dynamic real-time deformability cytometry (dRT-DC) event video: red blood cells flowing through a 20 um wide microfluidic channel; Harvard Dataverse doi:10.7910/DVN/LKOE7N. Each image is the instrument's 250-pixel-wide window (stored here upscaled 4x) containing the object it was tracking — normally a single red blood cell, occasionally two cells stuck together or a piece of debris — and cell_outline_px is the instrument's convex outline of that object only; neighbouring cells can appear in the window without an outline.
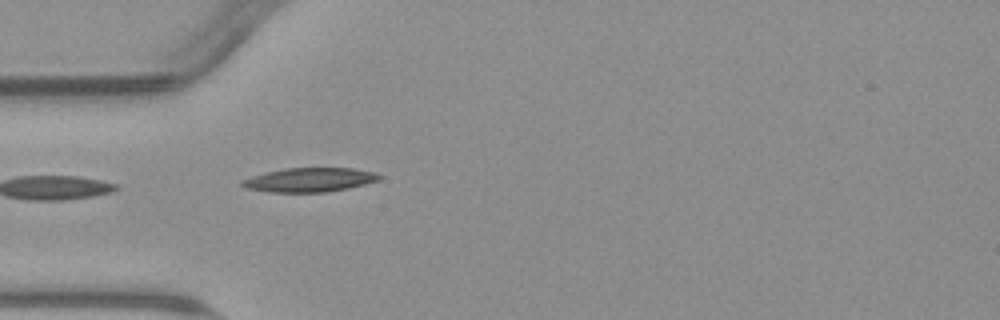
{"species": "common noctule bat (a hibernating species)", "species_latin": "Nyctalus noctula", "temperature_condition": "warm", "stored_images_in_passage": 5, "camera_frame_rate_fps": 3000, "um_per_image_px": 0.085, "animal": {"sex": "male", "body_mass_g": 23.1, "forearm_length_mm": 52.7}, "frame": {"image": 1, "passage_image": 5, "time_ms": 5.0, "image_size_px": [1000, 320], "cell_outline_px": [[384, 176], [380, 180], [348, 188], [324, 192], [268, 192], [244, 188], [240, 184], [240, 180], [252, 176], [284, 168], [352, 168], [376, 172]], "centroid_in_image_um": [26.32, 15.28], "position_along_channel_um": 58.7, "area_um2": 19.36}}